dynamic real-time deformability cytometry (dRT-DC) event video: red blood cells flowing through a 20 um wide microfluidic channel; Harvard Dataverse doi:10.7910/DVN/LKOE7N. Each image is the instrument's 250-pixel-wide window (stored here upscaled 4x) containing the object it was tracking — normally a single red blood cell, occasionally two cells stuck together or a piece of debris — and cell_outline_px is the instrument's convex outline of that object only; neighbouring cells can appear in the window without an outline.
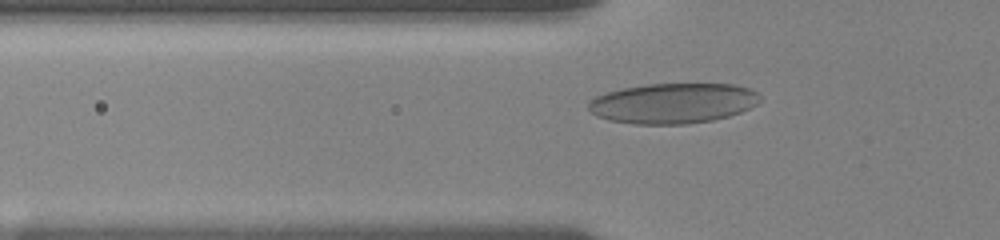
{"species": "human", "species_latin": "Homo sapiens", "temperature_condition": "room temperature", "stored_images_in_passage": 17, "camera_frame_rate_fps": 3000, "um_per_image_px": 0.085, "donor": {"sex": "female"}, "frame": {"image": 1, "passage_image": 2, "time_ms": 0.333, "image_size_px": [1000, 240], "cell_outline_px": [[760, 100], [756, 104], [740, 112], [728, 116], [712, 120], [688, 124], [636, 124], [608, 120], [596, 116], [588, 108], [588, 104], [596, 96], [608, 92], [624, 88], [648, 84], [736, 84], [748, 88], [756, 92], [760, 96]], "centroid_in_image_um": [57.21, 8.78], "position_along_channel_um": 68.6, "area_um2": 40.06}}
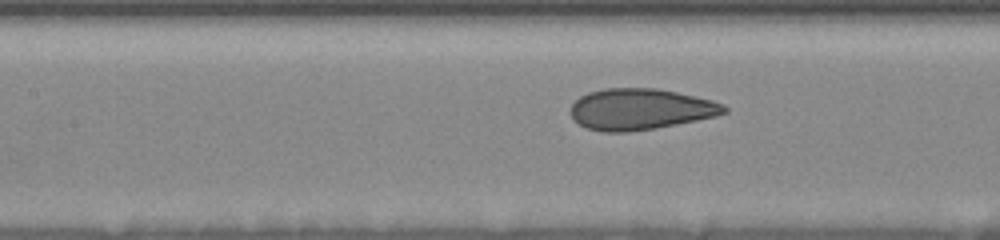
{"frame": {"image": 2, "passage_image": 11, "time_ms": 2.667, "image_size_px": [1000, 240], "cell_outline_px": [[728, 112], [716, 116], [656, 128], [628, 132], [604, 132], [588, 128], [572, 120], [572, 104], [580, 96], [588, 92], [604, 88], [656, 88], [696, 96], [712, 100], [724, 104], [728, 108]], "centroid_in_image_um": [54.44, 9.28], "position_along_channel_um": 153.0, "area_um2": 36.82}}
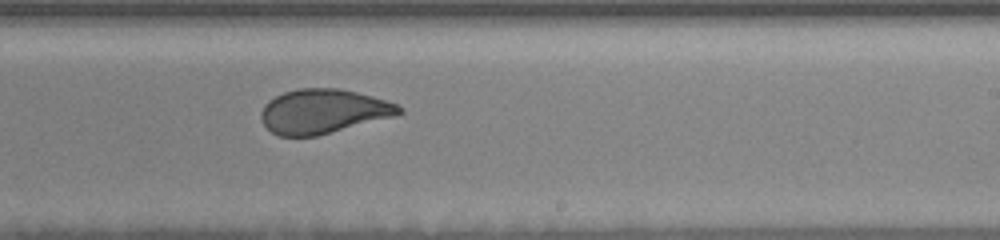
{"frame": {"image": 3, "passage_image": 17, "time_ms": 5.667, "image_size_px": [1000, 240], "cell_outline_px": [[404, 112], [392, 116], [316, 136], [280, 136], [272, 132], [264, 124], [260, 116], [260, 112], [264, 104], [268, 100], [284, 92], [296, 88], [340, 88], [372, 96], [396, 104], [404, 108]], "centroid_in_image_um": [27.43, 9.45], "position_along_channel_um": 261.6, "area_um2": 35.37}}